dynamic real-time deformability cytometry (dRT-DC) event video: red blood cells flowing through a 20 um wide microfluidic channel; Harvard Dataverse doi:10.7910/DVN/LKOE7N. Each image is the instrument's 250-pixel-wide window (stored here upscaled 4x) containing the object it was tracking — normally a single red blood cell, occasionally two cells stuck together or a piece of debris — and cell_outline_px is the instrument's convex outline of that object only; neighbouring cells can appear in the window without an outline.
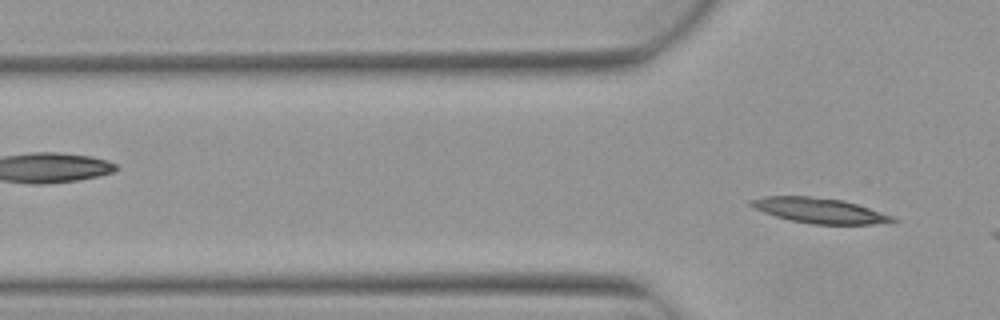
{"species": "Egyptian fruit bat (a non-hibernating species)", "species_latin": "Rousettus aegyptiacus", "temperature_condition": "warm", "stored_images_in_passage": 2, "camera_frame_rate_fps": 3000, "um_per_image_px": 0.085, "animal": {"sex": "female"}, "frame": {"image": 1, "passage_image": 2, "time_ms": 0.333, "image_size_px": [1000, 320], "cell_outline_px": [[900, 220], [872, 224], [812, 224], [792, 220], [776, 216], [764, 212], [748, 204], [748, 200], [764, 196], [808, 196], [840, 200], [856, 204], [892, 216]], "centroid_in_image_um": [69.61, 17.89], "position_along_channel_um": 56.2, "area_um2": 20.35}}